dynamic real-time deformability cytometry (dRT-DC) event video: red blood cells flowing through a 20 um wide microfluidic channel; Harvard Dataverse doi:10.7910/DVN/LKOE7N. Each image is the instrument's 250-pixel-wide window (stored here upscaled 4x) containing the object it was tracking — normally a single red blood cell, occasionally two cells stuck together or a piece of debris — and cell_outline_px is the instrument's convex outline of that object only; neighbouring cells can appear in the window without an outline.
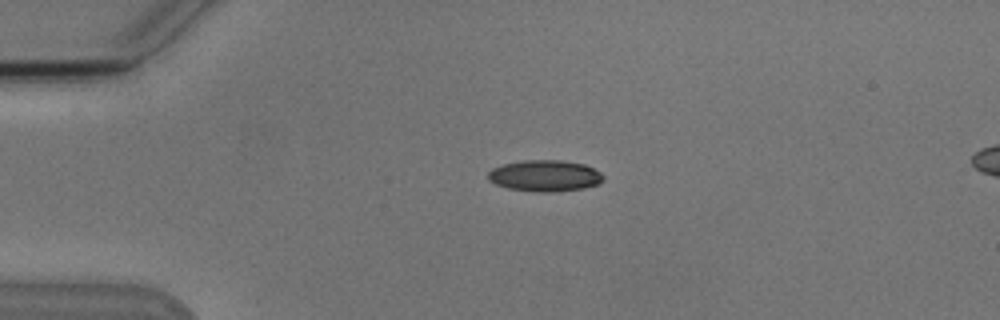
{"species": "Egyptian fruit bat (a non-hibernating species)", "species_latin": "Rousettus aegyptiacus", "temperature_condition": "cold", "stored_images_in_passage": 4, "camera_frame_rate_fps": 3000, "um_per_image_px": 0.085, "animal": {"sex": "male"}, "frame": {"image": 1, "passage_image": 3, "time_ms": 2.333, "image_size_px": [1000, 320], "cell_outline_px": [[604, 180], [600, 184], [584, 188], [556, 192], [536, 192], [508, 188], [496, 184], [488, 180], [488, 172], [492, 168], [504, 164], [524, 160], [560, 160], [584, 164], [600, 172], [604, 176]], "centroid_in_image_um": [46.33, 14.95], "position_along_channel_um": 38.7, "area_um2": 21.15}}